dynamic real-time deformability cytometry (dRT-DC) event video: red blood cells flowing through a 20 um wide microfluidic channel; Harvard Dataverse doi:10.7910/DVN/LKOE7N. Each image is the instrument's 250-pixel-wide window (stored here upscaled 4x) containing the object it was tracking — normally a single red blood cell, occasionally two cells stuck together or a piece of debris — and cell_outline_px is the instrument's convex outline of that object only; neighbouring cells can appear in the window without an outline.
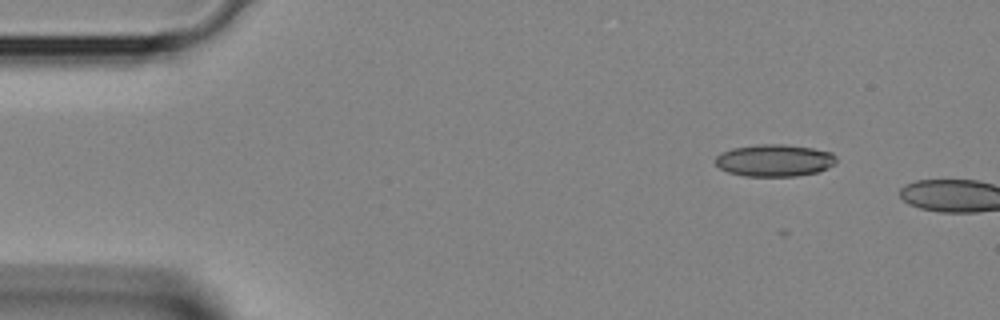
{"species": "Egyptian fruit bat (a non-hibernating species)", "species_latin": "Rousettus aegyptiacus", "temperature_condition": "room temperature", "stored_images_in_passage": 3, "camera_frame_rate_fps": 3000, "um_per_image_px": 0.085, "animal": {"sex": "female"}, "frame": {"image": 1, "passage_image": 1, "time_ms": 0.0, "image_size_px": [1000, 320], "cell_outline_px": [[836, 164], [816, 172], [796, 176], [744, 176], [728, 172], [720, 168], [716, 164], [716, 156], [720, 152], [732, 148], [756, 144], [784, 144], [812, 148], [832, 152], [836, 156]], "centroid_in_image_um": [65.82, 13.62], "position_along_channel_um": 19.2, "area_um2": 22.72}}